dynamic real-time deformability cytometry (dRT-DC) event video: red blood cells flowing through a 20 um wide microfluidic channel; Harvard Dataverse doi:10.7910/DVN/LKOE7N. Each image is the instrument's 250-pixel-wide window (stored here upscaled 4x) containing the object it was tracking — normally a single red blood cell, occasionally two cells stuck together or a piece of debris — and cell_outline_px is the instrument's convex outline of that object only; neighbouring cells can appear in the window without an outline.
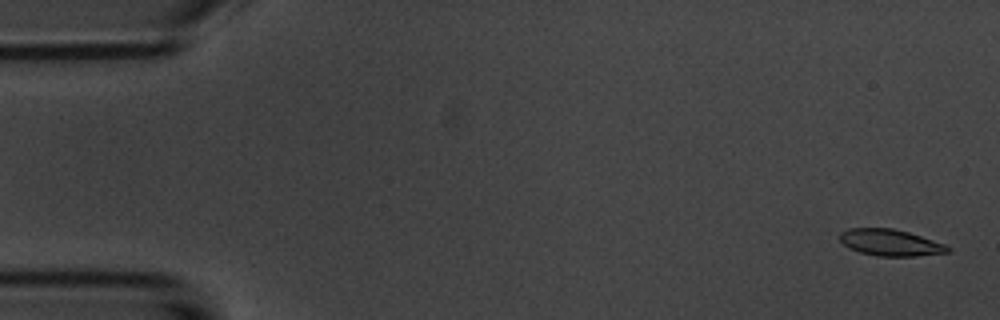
{"species": "common noctule bat (a hibernating species)", "species_latin": "Nyctalus noctula", "temperature_condition": "room temperature", "stored_images_in_passage": 4, "camera_frame_rate_fps": 3000, "um_per_image_px": 0.085, "animal": {"sex": "male", "body_mass_g": 20.1, "forearm_length_mm": 53.5}, "frame": {"image": 1, "passage_image": 1, "time_ms": 0.0, "image_size_px": [1000, 320], "cell_outline_px": [[952, 248], [948, 252], [916, 256], [876, 256], [860, 252], [848, 248], [840, 240], [840, 232], [848, 228], [892, 228], [908, 232], [944, 244]], "centroid_in_image_um": [75.65, 20.62], "position_along_channel_um": 9.4, "area_um2": 16.59}}
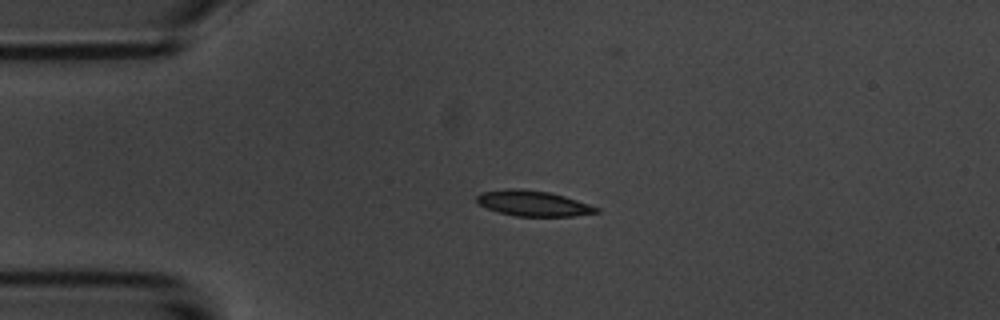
{"frame": {"image": 2, "passage_image": 4, "time_ms": 3.667, "image_size_px": [1000, 320], "cell_outline_px": [[600, 212], [572, 216], [516, 216], [500, 212], [488, 208], [480, 204], [476, 200], [476, 196], [480, 192], [504, 188], [520, 188], [548, 192], [564, 196], [600, 208]], "centroid_in_image_um": [45.3, 17.27], "position_along_channel_um": 39.7, "area_um2": 17.69}}